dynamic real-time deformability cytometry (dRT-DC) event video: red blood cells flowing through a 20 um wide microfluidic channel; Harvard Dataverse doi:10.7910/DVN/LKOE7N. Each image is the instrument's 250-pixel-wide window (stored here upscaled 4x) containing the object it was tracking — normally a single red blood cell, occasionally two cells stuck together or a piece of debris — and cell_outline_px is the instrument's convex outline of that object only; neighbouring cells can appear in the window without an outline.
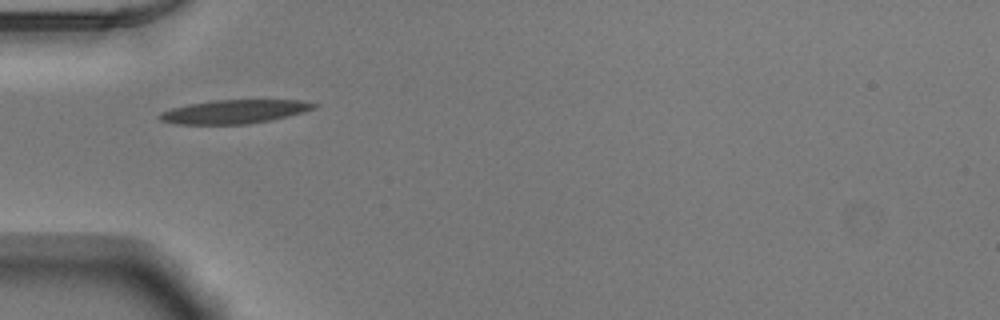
{"species": "Egyptian fruit bat (a non-hibernating species)", "species_latin": "Rousettus aegyptiacus", "temperature_condition": "warm", "stored_images_in_passage": 36, "camera_frame_rate_fps": 3000, "um_per_image_px": 0.085, "animal": {"sex": "male"}, "frame": {"image": 1, "passage_image": 1, "time_ms": 0.0, "image_size_px": [1000, 320], "cell_outline_px": [[316, 108], [304, 112], [272, 120], [248, 124], [176, 124], [160, 120], [156, 116], [160, 112], [172, 108], [188, 104], [212, 100], [300, 100], [316, 104]], "centroid_in_image_um": [19.89, 9.49], "position_along_channel_um": 65.1, "area_um2": 21.39}}
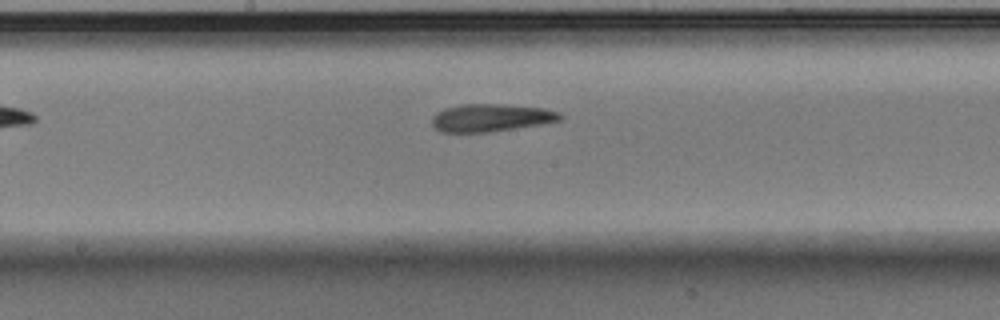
{"frame": {"image": 2, "passage_image": 12, "time_ms": 3.667, "image_size_px": [1000, 320], "cell_outline_px": [[564, 116], [560, 120], [540, 124], [488, 132], [440, 132], [432, 124], [432, 116], [436, 112], [444, 108], [460, 104], [500, 104], [544, 108], [560, 112]], "centroid_in_image_um": [41.71, 10.0], "position_along_channel_um": 206.5, "area_um2": 20.63}}
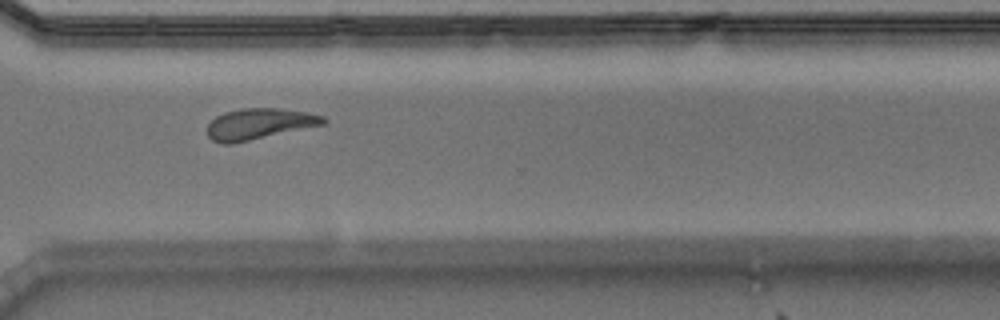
{"frame": {"image": 3, "passage_image": 23, "time_ms": 7.333, "image_size_px": [1000, 320], "cell_outline_px": [[328, 124], [232, 144], [220, 144], [212, 140], [208, 136], [208, 124], [216, 116], [224, 112], [244, 108], [276, 108], [308, 112], [324, 116], [328, 120]], "centroid_in_image_um": [22.08, 10.54], "position_along_channel_um": 348.5, "area_um2": 21.21}, "authors_computed_cell_mechanics": {"area_um2": 21.0103, "velocity_mm_per_s": 3.8869, "shape_relaxation_time_tau1_ms": 3.1162, "shape_relaxation_time_tau2_ms": 3.7205, "deformation_change_tau1": 0.1869, "deformation_change_tau2": 0.1354}}